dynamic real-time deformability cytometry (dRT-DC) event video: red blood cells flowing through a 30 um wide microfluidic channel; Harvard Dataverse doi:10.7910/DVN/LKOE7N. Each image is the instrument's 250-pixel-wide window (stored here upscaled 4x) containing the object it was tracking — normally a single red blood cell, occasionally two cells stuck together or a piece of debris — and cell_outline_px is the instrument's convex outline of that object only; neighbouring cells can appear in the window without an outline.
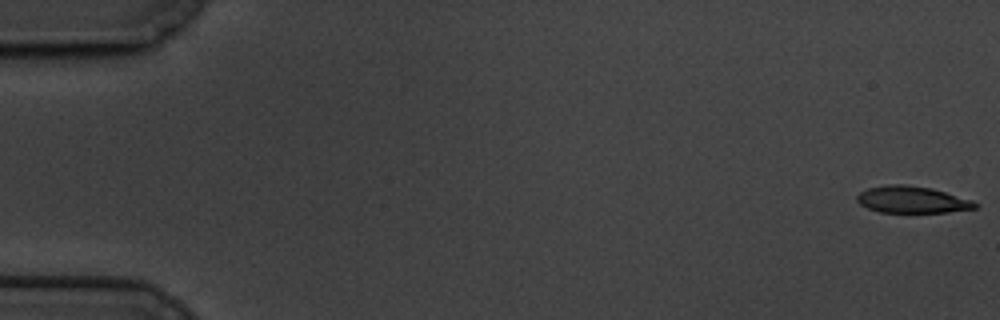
{"species": "common noctule bat (a hibernating species)", "species_latin": "Nyctalus noctula", "temperature_condition": "cold", "stored_images_in_passage": 13, "camera_frame_rate_fps": 3000, "um_per_image_px": 0.085, "animal": {"sex": "male", "body_mass_g": 19.5, "forearm_length_mm": 54.6}, "frame": {"image": 1, "passage_image": 1, "time_ms": 0.0, "image_size_px": [1000, 320], "cell_outline_px": [[980, 204], [976, 208], [948, 212], [880, 212], [868, 208], [860, 204], [856, 200], [856, 196], [860, 192], [868, 188], [888, 184], [904, 184], [932, 188], [972, 200]], "centroid_in_image_um": [77.53, 16.96], "position_along_channel_um": 7.5, "area_um2": 18.44}}